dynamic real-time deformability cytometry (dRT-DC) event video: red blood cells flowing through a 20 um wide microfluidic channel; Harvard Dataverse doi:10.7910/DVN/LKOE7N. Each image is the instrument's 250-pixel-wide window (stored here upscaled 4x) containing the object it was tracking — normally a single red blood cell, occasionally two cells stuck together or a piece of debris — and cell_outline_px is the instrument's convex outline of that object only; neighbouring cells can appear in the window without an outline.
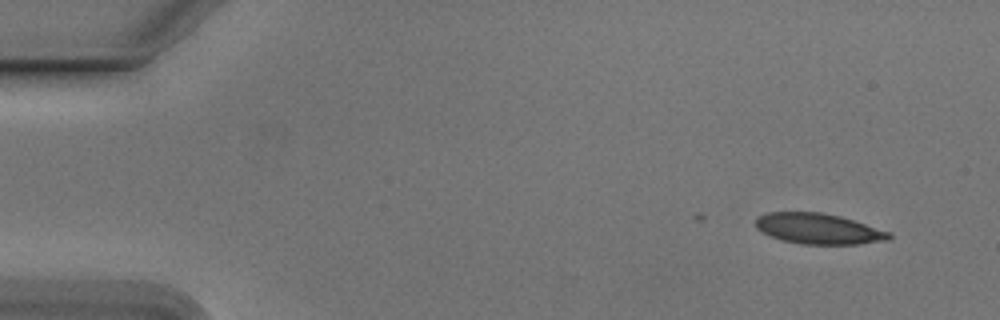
{"species": "Egyptian fruit bat (a non-hibernating species)", "species_latin": "Rousettus aegyptiacus", "temperature_condition": "cold", "stored_images_in_passage": 13, "camera_frame_rate_fps": 3000, "um_per_image_px": 0.085, "animal": {"sex": "male"}, "frame": {"image": 1, "passage_image": 1, "time_ms": 0.0, "image_size_px": [1000, 320], "cell_outline_px": [[892, 236], [888, 240], [860, 244], [800, 244], [780, 240], [760, 232], [756, 228], [756, 216], [768, 212], [824, 212], [840, 216], [892, 232]], "centroid_in_image_um": [69.55, 19.44], "position_along_channel_um": 15.4, "area_um2": 24.1}}